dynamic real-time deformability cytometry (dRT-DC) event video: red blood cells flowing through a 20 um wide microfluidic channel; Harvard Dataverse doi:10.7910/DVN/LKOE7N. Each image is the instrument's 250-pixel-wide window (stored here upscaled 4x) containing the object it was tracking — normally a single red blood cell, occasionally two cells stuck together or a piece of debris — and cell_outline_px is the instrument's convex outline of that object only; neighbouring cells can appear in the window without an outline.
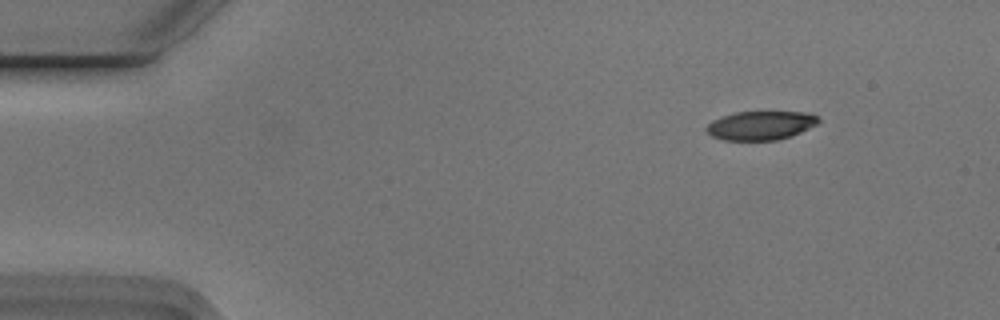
{"species": "Egyptian fruit bat (a non-hibernating species)", "species_latin": "Rousettus aegyptiacus", "temperature_condition": "cold", "stored_images_in_passage": 4, "camera_frame_rate_fps": 3000, "um_per_image_px": 0.085, "animal": {"sex": "male"}, "frame": {"image": 1, "passage_image": 1, "time_ms": 0.0, "image_size_px": [1000, 320], "cell_outline_px": [[820, 120], [816, 124], [792, 136], [776, 140], [724, 140], [712, 136], [704, 128], [712, 120], [736, 112], [812, 112]], "centroid_in_image_um": [64.66, 10.66], "position_along_channel_um": 20.3, "area_um2": 18.73}}